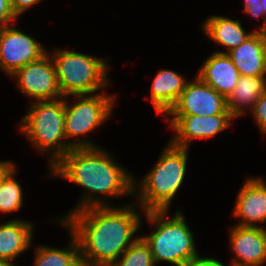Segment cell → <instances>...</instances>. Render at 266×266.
Masks as SVG:
<instances>
[{
  "label": "cell",
  "mask_w": 266,
  "mask_h": 266,
  "mask_svg": "<svg viewBox=\"0 0 266 266\" xmlns=\"http://www.w3.org/2000/svg\"><path fill=\"white\" fill-rule=\"evenodd\" d=\"M204 31L216 43L228 47V51L240 46L252 33H246L238 20L212 16L206 20Z\"/></svg>",
  "instance_id": "19"
},
{
  "label": "cell",
  "mask_w": 266,
  "mask_h": 266,
  "mask_svg": "<svg viewBox=\"0 0 266 266\" xmlns=\"http://www.w3.org/2000/svg\"><path fill=\"white\" fill-rule=\"evenodd\" d=\"M46 53L34 38L16 30L14 26L8 25L0 30V67L8 75L11 76Z\"/></svg>",
  "instance_id": "10"
},
{
  "label": "cell",
  "mask_w": 266,
  "mask_h": 266,
  "mask_svg": "<svg viewBox=\"0 0 266 266\" xmlns=\"http://www.w3.org/2000/svg\"><path fill=\"white\" fill-rule=\"evenodd\" d=\"M198 77L226 99L238 83L240 73L226 52H215L201 68Z\"/></svg>",
  "instance_id": "15"
},
{
  "label": "cell",
  "mask_w": 266,
  "mask_h": 266,
  "mask_svg": "<svg viewBox=\"0 0 266 266\" xmlns=\"http://www.w3.org/2000/svg\"><path fill=\"white\" fill-rule=\"evenodd\" d=\"M231 114H215L212 116L173 115L171 127L177 132L171 144L187 148L192 139L208 138L230 126Z\"/></svg>",
  "instance_id": "11"
},
{
  "label": "cell",
  "mask_w": 266,
  "mask_h": 266,
  "mask_svg": "<svg viewBox=\"0 0 266 266\" xmlns=\"http://www.w3.org/2000/svg\"><path fill=\"white\" fill-rule=\"evenodd\" d=\"M231 61L243 76L266 74V33L253 32L240 46L227 52Z\"/></svg>",
  "instance_id": "13"
},
{
  "label": "cell",
  "mask_w": 266,
  "mask_h": 266,
  "mask_svg": "<svg viewBox=\"0 0 266 266\" xmlns=\"http://www.w3.org/2000/svg\"><path fill=\"white\" fill-rule=\"evenodd\" d=\"M253 115L261 131L266 133V91L256 101L253 108Z\"/></svg>",
  "instance_id": "23"
},
{
  "label": "cell",
  "mask_w": 266,
  "mask_h": 266,
  "mask_svg": "<svg viewBox=\"0 0 266 266\" xmlns=\"http://www.w3.org/2000/svg\"><path fill=\"white\" fill-rule=\"evenodd\" d=\"M11 76L17 77L20 90L38 101H52L62 97L55 66L48 53L19 68Z\"/></svg>",
  "instance_id": "8"
},
{
  "label": "cell",
  "mask_w": 266,
  "mask_h": 266,
  "mask_svg": "<svg viewBox=\"0 0 266 266\" xmlns=\"http://www.w3.org/2000/svg\"><path fill=\"white\" fill-rule=\"evenodd\" d=\"M235 216L243 217L241 227H257L256 221L266 220V184L262 179L251 178L247 180L240 190L236 202Z\"/></svg>",
  "instance_id": "14"
},
{
  "label": "cell",
  "mask_w": 266,
  "mask_h": 266,
  "mask_svg": "<svg viewBox=\"0 0 266 266\" xmlns=\"http://www.w3.org/2000/svg\"><path fill=\"white\" fill-rule=\"evenodd\" d=\"M266 91L265 76L240 75L232 93L228 96L227 109L233 117L245 114L242 106L252 108L260 96Z\"/></svg>",
  "instance_id": "18"
},
{
  "label": "cell",
  "mask_w": 266,
  "mask_h": 266,
  "mask_svg": "<svg viewBox=\"0 0 266 266\" xmlns=\"http://www.w3.org/2000/svg\"><path fill=\"white\" fill-rule=\"evenodd\" d=\"M64 99V100H63ZM35 104V105H34ZM21 122V130L39 150H52V166L74 147H96L88 141L65 144V97L34 103ZM61 141V142H60ZM52 147V148H51Z\"/></svg>",
  "instance_id": "3"
},
{
  "label": "cell",
  "mask_w": 266,
  "mask_h": 266,
  "mask_svg": "<svg viewBox=\"0 0 266 266\" xmlns=\"http://www.w3.org/2000/svg\"><path fill=\"white\" fill-rule=\"evenodd\" d=\"M32 225L21 220L8 221L0 226V259L12 261L29 248Z\"/></svg>",
  "instance_id": "17"
},
{
  "label": "cell",
  "mask_w": 266,
  "mask_h": 266,
  "mask_svg": "<svg viewBox=\"0 0 266 266\" xmlns=\"http://www.w3.org/2000/svg\"><path fill=\"white\" fill-rule=\"evenodd\" d=\"M110 266H155V261L149 245L139 237L122 254V259Z\"/></svg>",
  "instance_id": "22"
},
{
  "label": "cell",
  "mask_w": 266,
  "mask_h": 266,
  "mask_svg": "<svg viewBox=\"0 0 266 266\" xmlns=\"http://www.w3.org/2000/svg\"><path fill=\"white\" fill-rule=\"evenodd\" d=\"M41 0H11V7L15 15L18 17L26 11L30 6L36 4Z\"/></svg>",
  "instance_id": "25"
},
{
  "label": "cell",
  "mask_w": 266,
  "mask_h": 266,
  "mask_svg": "<svg viewBox=\"0 0 266 266\" xmlns=\"http://www.w3.org/2000/svg\"><path fill=\"white\" fill-rule=\"evenodd\" d=\"M53 55L62 97L90 94L105 87L107 65L104 61L73 51L57 50Z\"/></svg>",
  "instance_id": "6"
},
{
  "label": "cell",
  "mask_w": 266,
  "mask_h": 266,
  "mask_svg": "<svg viewBox=\"0 0 266 266\" xmlns=\"http://www.w3.org/2000/svg\"><path fill=\"white\" fill-rule=\"evenodd\" d=\"M65 219L63 223L78 241L81 260L92 266H110L138 239L131 240L139 229L140 216L130 206L111 208L100 198L86 195Z\"/></svg>",
  "instance_id": "1"
},
{
  "label": "cell",
  "mask_w": 266,
  "mask_h": 266,
  "mask_svg": "<svg viewBox=\"0 0 266 266\" xmlns=\"http://www.w3.org/2000/svg\"><path fill=\"white\" fill-rule=\"evenodd\" d=\"M166 213L167 210L146 211L147 219L150 223L156 222L157 229L142 238L149 245L155 264L165 261L175 266H185L191 258L198 256L193 234L181 212L170 220H164Z\"/></svg>",
  "instance_id": "5"
},
{
  "label": "cell",
  "mask_w": 266,
  "mask_h": 266,
  "mask_svg": "<svg viewBox=\"0 0 266 266\" xmlns=\"http://www.w3.org/2000/svg\"><path fill=\"white\" fill-rule=\"evenodd\" d=\"M74 239L69 249L60 250L48 247H40L36 251L34 266H75L81 261L80 248L78 241L73 234Z\"/></svg>",
  "instance_id": "20"
},
{
  "label": "cell",
  "mask_w": 266,
  "mask_h": 266,
  "mask_svg": "<svg viewBox=\"0 0 266 266\" xmlns=\"http://www.w3.org/2000/svg\"><path fill=\"white\" fill-rule=\"evenodd\" d=\"M185 266H224L221 262L212 258H201L199 256L191 258Z\"/></svg>",
  "instance_id": "26"
},
{
  "label": "cell",
  "mask_w": 266,
  "mask_h": 266,
  "mask_svg": "<svg viewBox=\"0 0 266 266\" xmlns=\"http://www.w3.org/2000/svg\"><path fill=\"white\" fill-rule=\"evenodd\" d=\"M12 167H14L12 162H0V181Z\"/></svg>",
  "instance_id": "28"
},
{
  "label": "cell",
  "mask_w": 266,
  "mask_h": 266,
  "mask_svg": "<svg viewBox=\"0 0 266 266\" xmlns=\"http://www.w3.org/2000/svg\"><path fill=\"white\" fill-rule=\"evenodd\" d=\"M187 148L169 144L161 154L152 171L142 179L139 197L140 205L146 211L168 210L180 185L182 184L187 163Z\"/></svg>",
  "instance_id": "4"
},
{
  "label": "cell",
  "mask_w": 266,
  "mask_h": 266,
  "mask_svg": "<svg viewBox=\"0 0 266 266\" xmlns=\"http://www.w3.org/2000/svg\"><path fill=\"white\" fill-rule=\"evenodd\" d=\"M51 170L83 186L87 192L114 197L133 194L135 190L133 178L97 147H74Z\"/></svg>",
  "instance_id": "2"
},
{
  "label": "cell",
  "mask_w": 266,
  "mask_h": 266,
  "mask_svg": "<svg viewBox=\"0 0 266 266\" xmlns=\"http://www.w3.org/2000/svg\"><path fill=\"white\" fill-rule=\"evenodd\" d=\"M169 115L212 116L231 114L227 109V100L199 77L195 82H187Z\"/></svg>",
  "instance_id": "9"
},
{
  "label": "cell",
  "mask_w": 266,
  "mask_h": 266,
  "mask_svg": "<svg viewBox=\"0 0 266 266\" xmlns=\"http://www.w3.org/2000/svg\"><path fill=\"white\" fill-rule=\"evenodd\" d=\"M0 266H14L11 261L0 259Z\"/></svg>",
  "instance_id": "30"
},
{
  "label": "cell",
  "mask_w": 266,
  "mask_h": 266,
  "mask_svg": "<svg viewBox=\"0 0 266 266\" xmlns=\"http://www.w3.org/2000/svg\"><path fill=\"white\" fill-rule=\"evenodd\" d=\"M181 75L171 70H160L151 88V100L158 113H168L186 87Z\"/></svg>",
  "instance_id": "16"
},
{
  "label": "cell",
  "mask_w": 266,
  "mask_h": 266,
  "mask_svg": "<svg viewBox=\"0 0 266 266\" xmlns=\"http://www.w3.org/2000/svg\"><path fill=\"white\" fill-rule=\"evenodd\" d=\"M78 96V101L71 106H68L65 101V135L66 138L84 135L95 129L103 121H105L111 112L113 105V96L104 94L83 97ZM80 100V101H79Z\"/></svg>",
  "instance_id": "7"
},
{
  "label": "cell",
  "mask_w": 266,
  "mask_h": 266,
  "mask_svg": "<svg viewBox=\"0 0 266 266\" xmlns=\"http://www.w3.org/2000/svg\"><path fill=\"white\" fill-rule=\"evenodd\" d=\"M75 266H92V265H90V264H88V263H86V262H84V261H80L77 265H75Z\"/></svg>",
  "instance_id": "31"
},
{
  "label": "cell",
  "mask_w": 266,
  "mask_h": 266,
  "mask_svg": "<svg viewBox=\"0 0 266 266\" xmlns=\"http://www.w3.org/2000/svg\"><path fill=\"white\" fill-rule=\"evenodd\" d=\"M243 11L253 15L254 17L264 15L260 0H245V9Z\"/></svg>",
  "instance_id": "27"
},
{
  "label": "cell",
  "mask_w": 266,
  "mask_h": 266,
  "mask_svg": "<svg viewBox=\"0 0 266 266\" xmlns=\"http://www.w3.org/2000/svg\"><path fill=\"white\" fill-rule=\"evenodd\" d=\"M15 166L12 167L0 181V211L11 212L22 207V189L13 179Z\"/></svg>",
  "instance_id": "21"
},
{
  "label": "cell",
  "mask_w": 266,
  "mask_h": 266,
  "mask_svg": "<svg viewBox=\"0 0 266 266\" xmlns=\"http://www.w3.org/2000/svg\"><path fill=\"white\" fill-rule=\"evenodd\" d=\"M17 18L11 7V0H0V30L10 24L8 22Z\"/></svg>",
  "instance_id": "24"
},
{
  "label": "cell",
  "mask_w": 266,
  "mask_h": 266,
  "mask_svg": "<svg viewBox=\"0 0 266 266\" xmlns=\"http://www.w3.org/2000/svg\"><path fill=\"white\" fill-rule=\"evenodd\" d=\"M231 246L236 253L231 266H259L266 261V230L263 227L234 226Z\"/></svg>",
  "instance_id": "12"
},
{
  "label": "cell",
  "mask_w": 266,
  "mask_h": 266,
  "mask_svg": "<svg viewBox=\"0 0 266 266\" xmlns=\"http://www.w3.org/2000/svg\"><path fill=\"white\" fill-rule=\"evenodd\" d=\"M260 4L263 7V14L265 15L266 14V0H260ZM264 22L265 24L263 25V27L262 26L260 27L259 31L266 33V19H264Z\"/></svg>",
  "instance_id": "29"
}]
</instances>
